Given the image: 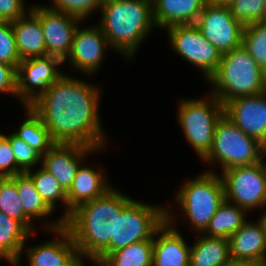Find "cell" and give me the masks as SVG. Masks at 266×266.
I'll return each mask as SVG.
<instances>
[{"instance_id":"obj_1","label":"cell","mask_w":266,"mask_h":266,"mask_svg":"<svg viewBox=\"0 0 266 266\" xmlns=\"http://www.w3.org/2000/svg\"><path fill=\"white\" fill-rule=\"evenodd\" d=\"M99 93L98 87L63 74L29 107L55 143H78L99 150L106 144L98 114Z\"/></svg>"},{"instance_id":"obj_2","label":"cell","mask_w":266,"mask_h":266,"mask_svg":"<svg viewBox=\"0 0 266 266\" xmlns=\"http://www.w3.org/2000/svg\"><path fill=\"white\" fill-rule=\"evenodd\" d=\"M132 200L111 188L103 196L73 210L64 227L71 233L77 251L92 258L97 265L114 252L116 216Z\"/></svg>"},{"instance_id":"obj_3","label":"cell","mask_w":266,"mask_h":266,"mask_svg":"<svg viewBox=\"0 0 266 266\" xmlns=\"http://www.w3.org/2000/svg\"><path fill=\"white\" fill-rule=\"evenodd\" d=\"M101 24L110 48L132 58L155 26L152 0H103Z\"/></svg>"},{"instance_id":"obj_4","label":"cell","mask_w":266,"mask_h":266,"mask_svg":"<svg viewBox=\"0 0 266 266\" xmlns=\"http://www.w3.org/2000/svg\"><path fill=\"white\" fill-rule=\"evenodd\" d=\"M208 82L216 87L212 94L223 105L240 96L266 91V73L242 45L222 54L219 67Z\"/></svg>"},{"instance_id":"obj_5","label":"cell","mask_w":266,"mask_h":266,"mask_svg":"<svg viewBox=\"0 0 266 266\" xmlns=\"http://www.w3.org/2000/svg\"><path fill=\"white\" fill-rule=\"evenodd\" d=\"M176 201L196 232L202 233L225 201L224 183L220 175L206 171L186 181L176 194Z\"/></svg>"},{"instance_id":"obj_6","label":"cell","mask_w":266,"mask_h":266,"mask_svg":"<svg viewBox=\"0 0 266 266\" xmlns=\"http://www.w3.org/2000/svg\"><path fill=\"white\" fill-rule=\"evenodd\" d=\"M266 156V147L257 139L243 133L229 118L223 115L215 128L213 143L205 162H217L222 172L238 166L259 163Z\"/></svg>"},{"instance_id":"obj_7","label":"cell","mask_w":266,"mask_h":266,"mask_svg":"<svg viewBox=\"0 0 266 266\" xmlns=\"http://www.w3.org/2000/svg\"><path fill=\"white\" fill-rule=\"evenodd\" d=\"M210 99H188L180 102L178 120L188 143L200 159L210 151L215 128L224 115V105L212 94Z\"/></svg>"},{"instance_id":"obj_8","label":"cell","mask_w":266,"mask_h":266,"mask_svg":"<svg viewBox=\"0 0 266 266\" xmlns=\"http://www.w3.org/2000/svg\"><path fill=\"white\" fill-rule=\"evenodd\" d=\"M225 200L242 209L266 207V162L232 167L222 172Z\"/></svg>"},{"instance_id":"obj_9","label":"cell","mask_w":266,"mask_h":266,"mask_svg":"<svg viewBox=\"0 0 266 266\" xmlns=\"http://www.w3.org/2000/svg\"><path fill=\"white\" fill-rule=\"evenodd\" d=\"M166 207L132 200L116 216L115 250L151 239L166 221Z\"/></svg>"},{"instance_id":"obj_10","label":"cell","mask_w":266,"mask_h":266,"mask_svg":"<svg viewBox=\"0 0 266 266\" xmlns=\"http://www.w3.org/2000/svg\"><path fill=\"white\" fill-rule=\"evenodd\" d=\"M167 30L170 45L176 53L200 68L209 80L219 67L221 52L201 34L195 24L174 25Z\"/></svg>"},{"instance_id":"obj_11","label":"cell","mask_w":266,"mask_h":266,"mask_svg":"<svg viewBox=\"0 0 266 266\" xmlns=\"http://www.w3.org/2000/svg\"><path fill=\"white\" fill-rule=\"evenodd\" d=\"M195 25L221 54L242 45L244 25L237 21L227 4L207 2Z\"/></svg>"},{"instance_id":"obj_12","label":"cell","mask_w":266,"mask_h":266,"mask_svg":"<svg viewBox=\"0 0 266 266\" xmlns=\"http://www.w3.org/2000/svg\"><path fill=\"white\" fill-rule=\"evenodd\" d=\"M63 62L45 55L23 59L17 67V97L25 107L35 102L63 73L57 69Z\"/></svg>"},{"instance_id":"obj_13","label":"cell","mask_w":266,"mask_h":266,"mask_svg":"<svg viewBox=\"0 0 266 266\" xmlns=\"http://www.w3.org/2000/svg\"><path fill=\"white\" fill-rule=\"evenodd\" d=\"M32 9L39 17L43 36L46 43V55L67 60L72 48L74 33L80 19L55 11L49 6H33Z\"/></svg>"},{"instance_id":"obj_14","label":"cell","mask_w":266,"mask_h":266,"mask_svg":"<svg viewBox=\"0 0 266 266\" xmlns=\"http://www.w3.org/2000/svg\"><path fill=\"white\" fill-rule=\"evenodd\" d=\"M224 115L266 147V91L231 99L224 104Z\"/></svg>"},{"instance_id":"obj_15","label":"cell","mask_w":266,"mask_h":266,"mask_svg":"<svg viewBox=\"0 0 266 266\" xmlns=\"http://www.w3.org/2000/svg\"><path fill=\"white\" fill-rule=\"evenodd\" d=\"M110 47L102 28L98 26L77 27L68 60L70 64L83 73H95L101 65L105 48Z\"/></svg>"},{"instance_id":"obj_16","label":"cell","mask_w":266,"mask_h":266,"mask_svg":"<svg viewBox=\"0 0 266 266\" xmlns=\"http://www.w3.org/2000/svg\"><path fill=\"white\" fill-rule=\"evenodd\" d=\"M96 149L78 143H55L41 159L47 170L68 191L82 160Z\"/></svg>"},{"instance_id":"obj_17","label":"cell","mask_w":266,"mask_h":266,"mask_svg":"<svg viewBox=\"0 0 266 266\" xmlns=\"http://www.w3.org/2000/svg\"><path fill=\"white\" fill-rule=\"evenodd\" d=\"M228 242L230 259L266 266V223L262 216L257 223L246 221L228 238Z\"/></svg>"},{"instance_id":"obj_18","label":"cell","mask_w":266,"mask_h":266,"mask_svg":"<svg viewBox=\"0 0 266 266\" xmlns=\"http://www.w3.org/2000/svg\"><path fill=\"white\" fill-rule=\"evenodd\" d=\"M172 218L170 211L166 210V221L153 236L152 266H189L191 248L174 227Z\"/></svg>"},{"instance_id":"obj_19","label":"cell","mask_w":266,"mask_h":266,"mask_svg":"<svg viewBox=\"0 0 266 266\" xmlns=\"http://www.w3.org/2000/svg\"><path fill=\"white\" fill-rule=\"evenodd\" d=\"M45 227L57 234L59 239L35 247H27L26 256L29 264L30 266H63L78 252L74 239L64 227V221L61 218L54 223H47Z\"/></svg>"},{"instance_id":"obj_20","label":"cell","mask_w":266,"mask_h":266,"mask_svg":"<svg viewBox=\"0 0 266 266\" xmlns=\"http://www.w3.org/2000/svg\"><path fill=\"white\" fill-rule=\"evenodd\" d=\"M102 171L80 165L71 187L67 191V207L61 219L65 221L71 212L83 203L103 196L111 189Z\"/></svg>"},{"instance_id":"obj_21","label":"cell","mask_w":266,"mask_h":266,"mask_svg":"<svg viewBox=\"0 0 266 266\" xmlns=\"http://www.w3.org/2000/svg\"><path fill=\"white\" fill-rule=\"evenodd\" d=\"M155 26L195 24L208 0H152Z\"/></svg>"},{"instance_id":"obj_22","label":"cell","mask_w":266,"mask_h":266,"mask_svg":"<svg viewBox=\"0 0 266 266\" xmlns=\"http://www.w3.org/2000/svg\"><path fill=\"white\" fill-rule=\"evenodd\" d=\"M11 26L21 60L46 55V43L40 17L32 9L28 10L24 16L11 21Z\"/></svg>"},{"instance_id":"obj_23","label":"cell","mask_w":266,"mask_h":266,"mask_svg":"<svg viewBox=\"0 0 266 266\" xmlns=\"http://www.w3.org/2000/svg\"><path fill=\"white\" fill-rule=\"evenodd\" d=\"M31 234L19 220L0 212V254L10 264L15 266L19 263L25 242Z\"/></svg>"},{"instance_id":"obj_24","label":"cell","mask_w":266,"mask_h":266,"mask_svg":"<svg viewBox=\"0 0 266 266\" xmlns=\"http://www.w3.org/2000/svg\"><path fill=\"white\" fill-rule=\"evenodd\" d=\"M190 248L189 266H221L230 259L226 238L202 235Z\"/></svg>"},{"instance_id":"obj_25","label":"cell","mask_w":266,"mask_h":266,"mask_svg":"<svg viewBox=\"0 0 266 266\" xmlns=\"http://www.w3.org/2000/svg\"><path fill=\"white\" fill-rule=\"evenodd\" d=\"M246 213L245 209L225 200L219 206L216 214L210 220L208 227L203 233L209 237L228 239L247 221L245 218Z\"/></svg>"},{"instance_id":"obj_26","label":"cell","mask_w":266,"mask_h":266,"mask_svg":"<svg viewBox=\"0 0 266 266\" xmlns=\"http://www.w3.org/2000/svg\"><path fill=\"white\" fill-rule=\"evenodd\" d=\"M153 237L109 253L98 266H152Z\"/></svg>"},{"instance_id":"obj_27","label":"cell","mask_w":266,"mask_h":266,"mask_svg":"<svg viewBox=\"0 0 266 266\" xmlns=\"http://www.w3.org/2000/svg\"><path fill=\"white\" fill-rule=\"evenodd\" d=\"M16 184L24 213L32 220L49 216L53 211L38 193L32 178L27 173L10 177Z\"/></svg>"},{"instance_id":"obj_28","label":"cell","mask_w":266,"mask_h":266,"mask_svg":"<svg viewBox=\"0 0 266 266\" xmlns=\"http://www.w3.org/2000/svg\"><path fill=\"white\" fill-rule=\"evenodd\" d=\"M27 119L21 124L19 130L13 134L24 140L35 151L43 156L55 142L51 139L49 131L40 117L28 106Z\"/></svg>"},{"instance_id":"obj_29","label":"cell","mask_w":266,"mask_h":266,"mask_svg":"<svg viewBox=\"0 0 266 266\" xmlns=\"http://www.w3.org/2000/svg\"><path fill=\"white\" fill-rule=\"evenodd\" d=\"M0 212L19 220L33 233L32 220L24 213L16 184L10 177L0 178Z\"/></svg>"},{"instance_id":"obj_30","label":"cell","mask_w":266,"mask_h":266,"mask_svg":"<svg viewBox=\"0 0 266 266\" xmlns=\"http://www.w3.org/2000/svg\"><path fill=\"white\" fill-rule=\"evenodd\" d=\"M242 46L266 73V20L244 26Z\"/></svg>"},{"instance_id":"obj_31","label":"cell","mask_w":266,"mask_h":266,"mask_svg":"<svg viewBox=\"0 0 266 266\" xmlns=\"http://www.w3.org/2000/svg\"><path fill=\"white\" fill-rule=\"evenodd\" d=\"M26 173L32 178L38 193L53 211L56 208V201L61 200L67 206V191L51 173L42 166L34 173L31 169Z\"/></svg>"},{"instance_id":"obj_32","label":"cell","mask_w":266,"mask_h":266,"mask_svg":"<svg viewBox=\"0 0 266 266\" xmlns=\"http://www.w3.org/2000/svg\"><path fill=\"white\" fill-rule=\"evenodd\" d=\"M228 6L234 18L244 26L265 20L264 0H232Z\"/></svg>"},{"instance_id":"obj_33","label":"cell","mask_w":266,"mask_h":266,"mask_svg":"<svg viewBox=\"0 0 266 266\" xmlns=\"http://www.w3.org/2000/svg\"><path fill=\"white\" fill-rule=\"evenodd\" d=\"M51 9L85 20L90 13L102 7L103 0H52Z\"/></svg>"},{"instance_id":"obj_34","label":"cell","mask_w":266,"mask_h":266,"mask_svg":"<svg viewBox=\"0 0 266 266\" xmlns=\"http://www.w3.org/2000/svg\"><path fill=\"white\" fill-rule=\"evenodd\" d=\"M22 60L17 52L15 35L10 21H0V62L16 69Z\"/></svg>"},{"instance_id":"obj_35","label":"cell","mask_w":266,"mask_h":266,"mask_svg":"<svg viewBox=\"0 0 266 266\" xmlns=\"http://www.w3.org/2000/svg\"><path fill=\"white\" fill-rule=\"evenodd\" d=\"M10 143L13 149L16 166L22 173H26L31 167L41 162L42 156L13 133L10 134Z\"/></svg>"},{"instance_id":"obj_36","label":"cell","mask_w":266,"mask_h":266,"mask_svg":"<svg viewBox=\"0 0 266 266\" xmlns=\"http://www.w3.org/2000/svg\"><path fill=\"white\" fill-rule=\"evenodd\" d=\"M22 173L16 166L10 135L0 134V178Z\"/></svg>"},{"instance_id":"obj_37","label":"cell","mask_w":266,"mask_h":266,"mask_svg":"<svg viewBox=\"0 0 266 266\" xmlns=\"http://www.w3.org/2000/svg\"><path fill=\"white\" fill-rule=\"evenodd\" d=\"M23 0H0V21H15L27 12Z\"/></svg>"},{"instance_id":"obj_38","label":"cell","mask_w":266,"mask_h":266,"mask_svg":"<svg viewBox=\"0 0 266 266\" xmlns=\"http://www.w3.org/2000/svg\"><path fill=\"white\" fill-rule=\"evenodd\" d=\"M12 93L17 97V69L0 62V93Z\"/></svg>"},{"instance_id":"obj_39","label":"cell","mask_w":266,"mask_h":266,"mask_svg":"<svg viewBox=\"0 0 266 266\" xmlns=\"http://www.w3.org/2000/svg\"><path fill=\"white\" fill-rule=\"evenodd\" d=\"M82 257L90 259L94 262V260L88 256L83 255L81 252H77L67 263L63 266H84L82 263Z\"/></svg>"},{"instance_id":"obj_40","label":"cell","mask_w":266,"mask_h":266,"mask_svg":"<svg viewBox=\"0 0 266 266\" xmlns=\"http://www.w3.org/2000/svg\"><path fill=\"white\" fill-rule=\"evenodd\" d=\"M221 266H253V265L243 260L229 259L227 262H225Z\"/></svg>"},{"instance_id":"obj_41","label":"cell","mask_w":266,"mask_h":266,"mask_svg":"<svg viewBox=\"0 0 266 266\" xmlns=\"http://www.w3.org/2000/svg\"><path fill=\"white\" fill-rule=\"evenodd\" d=\"M211 3L215 4H229L232 0H208Z\"/></svg>"},{"instance_id":"obj_42","label":"cell","mask_w":266,"mask_h":266,"mask_svg":"<svg viewBox=\"0 0 266 266\" xmlns=\"http://www.w3.org/2000/svg\"><path fill=\"white\" fill-rule=\"evenodd\" d=\"M264 210H265V212H264V214H262V217H263V219H264V221L266 223V209H264Z\"/></svg>"},{"instance_id":"obj_43","label":"cell","mask_w":266,"mask_h":266,"mask_svg":"<svg viewBox=\"0 0 266 266\" xmlns=\"http://www.w3.org/2000/svg\"><path fill=\"white\" fill-rule=\"evenodd\" d=\"M265 20H266V0H264Z\"/></svg>"}]
</instances>
